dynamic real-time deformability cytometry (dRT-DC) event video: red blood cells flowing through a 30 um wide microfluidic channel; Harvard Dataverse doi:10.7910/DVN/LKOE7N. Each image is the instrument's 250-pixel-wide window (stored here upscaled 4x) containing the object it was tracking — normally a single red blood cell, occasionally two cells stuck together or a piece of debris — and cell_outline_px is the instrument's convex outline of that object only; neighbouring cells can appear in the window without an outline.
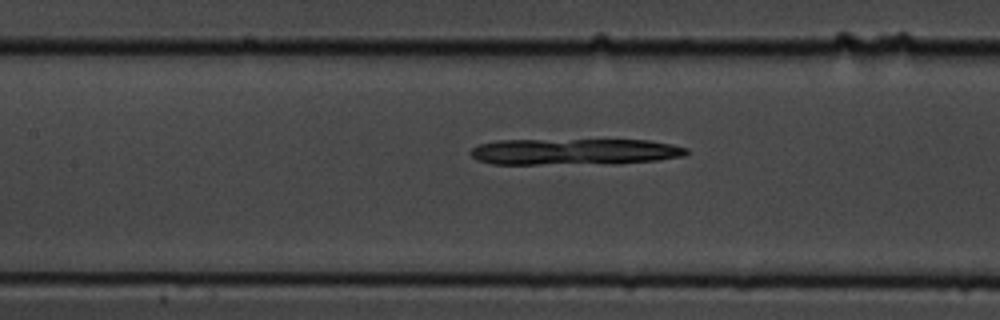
{"species": "common noctule bat (a hibernating species)", "species_latin": "Nyctalus noctula", "temperature_condition": "cold", "stored_images_in_passage": 55, "camera_frame_rate_fps": 3000, "um_per_image_px": 0.085, "animal": {"sex": "male", "body_mass_g": 19.5, "forearm_length_mm": 54.6}, "frame": {"image": 1, "passage_image": 25, "time_ms": 8.0, "image_size_px": [1000, 320], "cell_outline_px": [[688, 152], [684, 156], [656, 160], [616, 164], [492, 164], [476, 160], [472, 156], [472, 148], [480, 144], [496, 140], [648, 140], [672, 144], [688, 148]], "centroid_in_image_um": [48.85, 12.9], "position_along_channel_um": 158.6, "area_um2": 33.35}}